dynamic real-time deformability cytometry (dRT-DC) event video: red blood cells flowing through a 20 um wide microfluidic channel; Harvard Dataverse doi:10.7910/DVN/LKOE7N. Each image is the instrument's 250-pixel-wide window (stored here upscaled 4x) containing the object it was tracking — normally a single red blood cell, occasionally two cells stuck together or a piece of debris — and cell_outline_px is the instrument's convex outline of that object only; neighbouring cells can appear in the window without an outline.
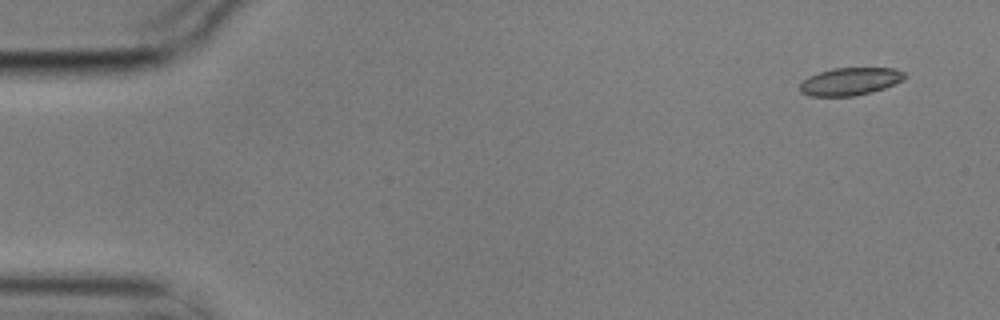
{"species": "common noctule bat (a hibernating species)", "species_latin": "Nyctalus noctula", "temperature_condition": "cold", "stored_images_in_passage": 6, "camera_frame_rate_fps": 3000, "um_per_image_px": 0.085, "animal": {"sex": "male", "body_mass_g": 17.9}, "frame": {"image": 1, "passage_image": 1, "time_ms": 0.0, "image_size_px": [1000, 320], "cell_outline_px": [[904, 80], [884, 88], [872, 92], [856, 96], [812, 96], [800, 92], [800, 84], [808, 76], [832, 68], [896, 68], [904, 72]], "centroid_in_image_um": [72.26, 6.92], "position_along_channel_um": 12.7, "area_um2": 16.88}}
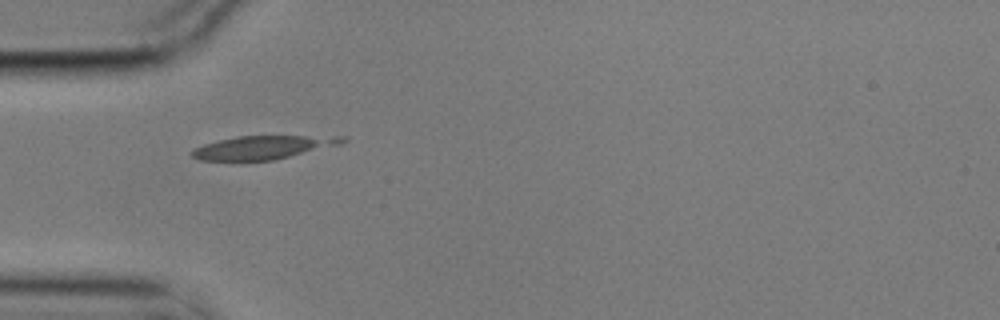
{"frame": {"image": 2, "passage_image": 5, "time_ms": 1.333, "image_size_px": [1000, 320], "cell_outline_px": [[348, 140], [340, 144], [272, 160], [240, 164], [200, 160], [192, 156], [188, 152], [204, 144], [236, 136], [348, 136]], "centroid_in_image_um": [22.25, 12.57], "position_along_channel_um": 62.8, "area_um2": 21.21}}
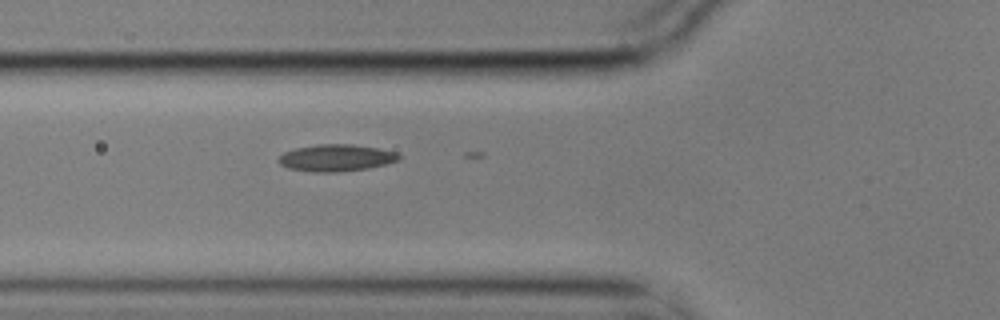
{"frame": {"image": 3, "passage_image": 6, "time_ms": 1.667, "image_size_px": [1000, 320], "cell_outline_px": [[400, 160], [368, 168], [336, 172], [312, 172], [288, 168], [280, 164], [276, 160], [284, 152], [296, 148], [316, 144], [352, 144], [376, 148], [396, 152], [400, 156]], "centroid_in_image_um": [28.54, 13.41], "position_along_channel_um": 97.3, "area_um2": 18.79}}